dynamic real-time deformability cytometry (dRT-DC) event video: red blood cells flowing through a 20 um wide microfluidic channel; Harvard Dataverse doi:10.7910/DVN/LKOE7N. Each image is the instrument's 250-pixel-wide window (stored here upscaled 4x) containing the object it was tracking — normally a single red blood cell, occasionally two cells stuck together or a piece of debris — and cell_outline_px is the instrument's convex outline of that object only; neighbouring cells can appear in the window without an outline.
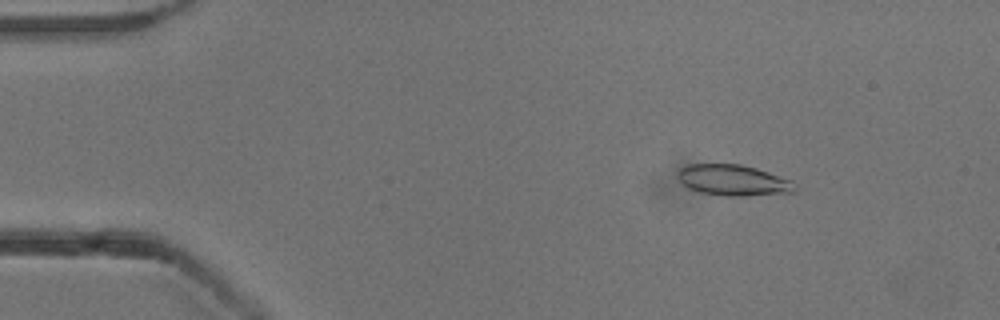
{"species": "common noctule bat (a hibernating species)", "species_latin": "Nyctalus noctula", "temperature_condition": "cold", "stored_images_in_passage": 53, "camera_frame_rate_fps": 3000, "um_per_image_px": 0.085, "animal": {"sex": "male", "body_mass_g": 13.3}, "frame": {"image": 1, "passage_image": 7, "time_ms": 2.0, "image_size_px": [1000, 320], "cell_outline_px": [[796, 188], [792, 192], [744, 196], [724, 196], [700, 192], [688, 188], [680, 184], [676, 176], [676, 172], [680, 168], [688, 164], [740, 164], [756, 168], [792, 180]], "centroid_in_image_um": [62.25, 15.31], "position_along_channel_um": 22.8, "area_um2": 21.27}}
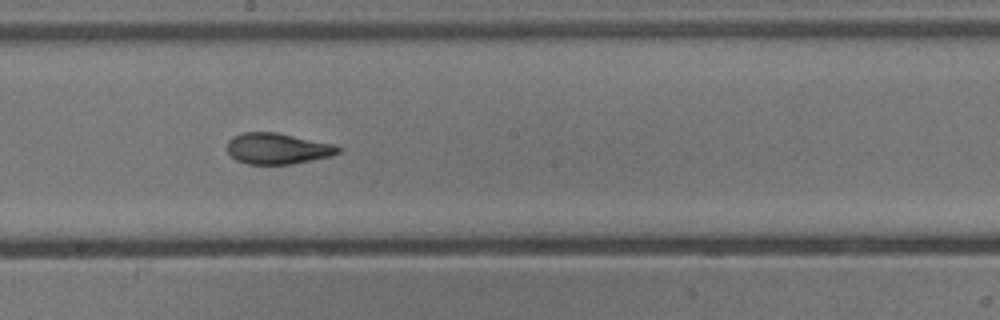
{"frame": {"image": 2, "passage_image": 29, "time_ms": 9.333, "image_size_px": [1000, 320], "cell_outline_px": [[340, 152], [332, 156], [292, 164], [248, 164], [236, 160], [228, 152], [228, 140], [232, 136], [240, 132], [276, 132], [332, 144], [340, 148]], "centroid_in_image_um": [23.56, 12.63], "position_along_channel_um": 224.6, "area_um2": 20.0}}
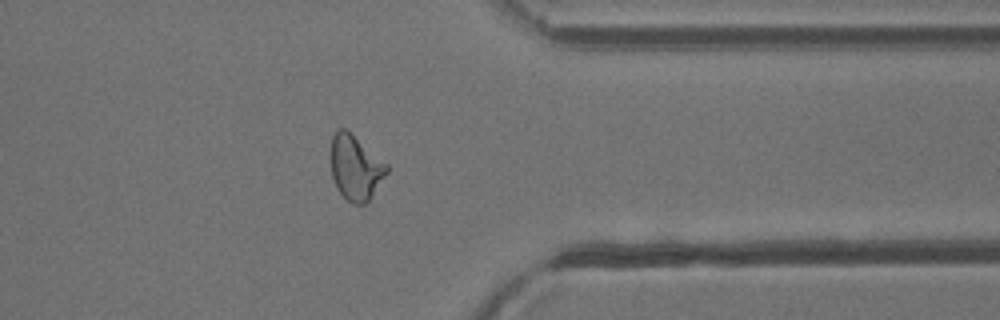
{"frame": {"image": 3, "passage_image": 42, "time_ms": 13.667, "image_size_px": [1000, 320], "cell_outline_px": [[388, 172], [372, 196], [364, 204], [352, 204], [336, 188], [332, 176], [332, 136], [336, 128], [344, 128], [388, 164]], "centroid_in_image_um": [30.23, 14.26], "position_along_channel_um": 381.2, "area_um2": 20.81}, "authors_computed_cell_mechanics": {"area_um2": 20.7502, "velocity_mm_per_s": 3.8369, "shape_relaxation_time_tau1_ms": 7.3088, "shape_relaxation_time_tau2_ms": 2.0895, "deformation_change_tau1": 0.2046, "deformation_change_tau2": 0.0808}}